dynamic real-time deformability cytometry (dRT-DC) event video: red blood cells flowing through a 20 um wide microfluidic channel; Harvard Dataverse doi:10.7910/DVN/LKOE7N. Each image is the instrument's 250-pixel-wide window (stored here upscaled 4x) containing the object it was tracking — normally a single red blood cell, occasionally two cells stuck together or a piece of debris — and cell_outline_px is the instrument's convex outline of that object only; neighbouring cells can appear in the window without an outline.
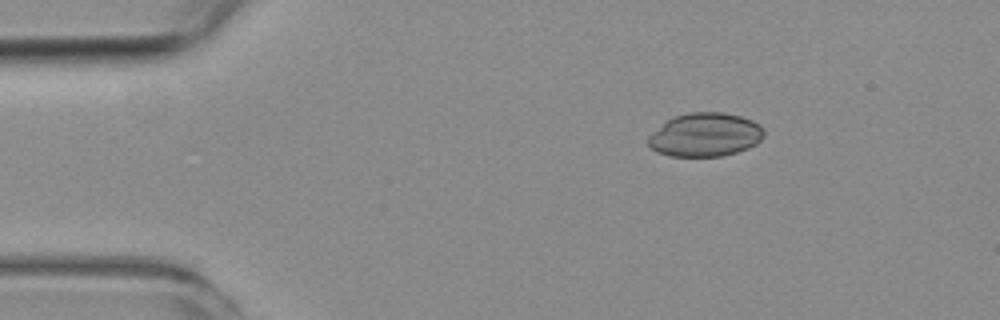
{"species": "common noctule bat (a hibernating species)", "species_latin": "Nyctalus noctula", "temperature_condition": "room temperature", "stored_images_in_passage": 5, "camera_frame_rate_fps": 3000, "um_per_image_px": 0.085, "animal": {"sex": "female", "body_mass_g": 19.3, "forearm_length_mm": 54.1}, "frame": {"image": 1, "passage_image": 2, "time_ms": 1.333, "image_size_px": [1000, 320], "cell_outline_px": [[764, 136], [756, 144], [748, 148], [736, 152], [720, 156], [668, 156], [656, 152], [648, 144], [648, 136], [652, 132], [668, 120], [676, 116], [688, 112], [724, 112], [740, 116], [752, 120], [760, 124], [764, 128]], "centroid_in_image_um": [59.95, 11.45], "position_along_channel_um": 25.0, "area_um2": 29.48}}